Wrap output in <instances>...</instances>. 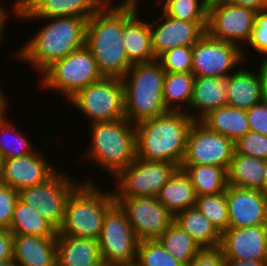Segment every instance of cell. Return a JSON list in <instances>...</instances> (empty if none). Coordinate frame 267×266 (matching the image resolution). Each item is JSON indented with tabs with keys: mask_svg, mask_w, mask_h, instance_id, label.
Returning <instances> with one entry per match:
<instances>
[{
	"mask_svg": "<svg viewBox=\"0 0 267 266\" xmlns=\"http://www.w3.org/2000/svg\"><path fill=\"white\" fill-rule=\"evenodd\" d=\"M136 10L103 5L87 21L85 45L104 77L122 78L133 65L123 47V25Z\"/></svg>",
	"mask_w": 267,
	"mask_h": 266,
	"instance_id": "6da1fadb",
	"label": "cell"
},
{
	"mask_svg": "<svg viewBox=\"0 0 267 266\" xmlns=\"http://www.w3.org/2000/svg\"><path fill=\"white\" fill-rule=\"evenodd\" d=\"M34 36L17 48L15 58L34 67L41 75L54 62L85 46L87 19L78 17L47 18Z\"/></svg>",
	"mask_w": 267,
	"mask_h": 266,
	"instance_id": "7a4b0ae2",
	"label": "cell"
},
{
	"mask_svg": "<svg viewBox=\"0 0 267 266\" xmlns=\"http://www.w3.org/2000/svg\"><path fill=\"white\" fill-rule=\"evenodd\" d=\"M193 122L186 112L168 111L135 124L137 158L144 161L171 162L180 168Z\"/></svg>",
	"mask_w": 267,
	"mask_h": 266,
	"instance_id": "3957f363",
	"label": "cell"
},
{
	"mask_svg": "<svg viewBox=\"0 0 267 266\" xmlns=\"http://www.w3.org/2000/svg\"><path fill=\"white\" fill-rule=\"evenodd\" d=\"M89 128L91 141L81 160L95 163L114 178L137 158L136 127L126 118L96 122Z\"/></svg>",
	"mask_w": 267,
	"mask_h": 266,
	"instance_id": "277c9868",
	"label": "cell"
},
{
	"mask_svg": "<svg viewBox=\"0 0 267 266\" xmlns=\"http://www.w3.org/2000/svg\"><path fill=\"white\" fill-rule=\"evenodd\" d=\"M94 179L81 182L70 194L64 221L57 234L98 240L108 208L115 202L113 191H101Z\"/></svg>",
	"mask_w": 267,
	"mask_h": 266,
	"instance_id": "5b68a950",
	"label": "cell"
},
{
	"mask_svg": "<svg viewBox=\"0 0 267 266\" xmlns=\"http://www.w3.org/2000/svg\"><path fill=\"white\" fill-rule=\"evenodd\" d=\"M40 77V88L50 92L55 90L66 100L89 84L104 78L86 45L54 62Z\"/></svg>",
	"mask_w": 267,
	"mask_h": 266,
	"instance_id": "8992f818",
	"label": "cell"
},
{
	"mask_svg": "<svg viewBox=\"0 0 267 266\" xmlns=\"http://www.w3.org/2000/svg\"><path fill=\"white\" fill-rule=\"evenodd\" d=\"M68 101L90 124L125 118L122 78L104 77L79 90Z\"/></svg>",
	"mask_w": 267,
	"mask_h": 266,
	"instance_id": "52a82bcc",
	"label": "cell"
},
{
	"mask_svg": "<svg viewBox=\"0 0 267 266\" xmlns=\"http://www.w3.org/2000/svg\"><path fill=\"white\" fill-rule=\"evenodd\" d=\"M177 169L171 162L136 158L113 178L114 198L157 197Z\"/></svg>",
	"mask_w": 267,
	"mask_h": 266,
	"instance_id": "ba28073f",
	"label": "cell"
},
{
	"mask_svg": "<svg viewBox=\"0 0 267 266\" xmlns=\"http://www.w3.org/2000/svg\"><path fill=\"white\" fill-rule=\"evenodd\" d=\"M59 169L46 181L19 191V198L37 210L57 231L64 221L67 199L81 183Z\"/></svg>",
	"mask_w": 267,
	"mask_h": 266,
	"instance_id": "9c48e42d",
	"label": "cell"
},
{
	"mask_svg": "<svg viewBox=\"0 0 267 266\" xmlns=\"http://www.w3.org/2000/svg\"><path fill=\"white\" fill-rule=\"evenodd\" d=\"M98 244L103 261L114 265L136 262L139 239L117 202L107 210Z\"/></svg>",
	"mask_w": 267,
	"mask_h": 266,
	"instance_id": "30bf717a",
	"label": "cell"
},
{
	"mask_svg": "<svg viewBox=\"0 0 267 266\" xmlns=\"http://www.w3.org/2000/svg\"><path fill=\"white\" fill-rule=\"evenodd\" d=\"M247 57L249 59L245 49L205 33L192 46L191 72L195 77H227L242 63L245 64Z\"/></svg>",
	"mask_w": 267,
	"mask_h": 266,
	"instance_id": "8fae6325",
	"label": "cell"
},
{
	"mask_svg": "<svg viewBox=\"0 0 267 266\" xmlns=\"http://www.w3.org/2000/svg\"><path fill=\"white\" fill-rule=\"evenodd\" d=\"M256 11L227 0L208 4L206 33L217 40L238 45L249 42L255 25Z\"/></svg>",
	"mask_w": 267,
	"mask_h": 266,
	"instance_id": "7c38bea8",
	"label": "cell"
},
{
	"mask_svg": "<svg viewBox=\"0 0 267 266\" xmlns=\"http://www.w3.org/2000/svg\"><path fill=\"white\" fill-rule=\"evenodd\" d=\"M235 152V142L207 129L199 121L191 125L184 160L181 165H212L228 170Z\"/></svg>",
	"mask_w": 267,
	"mask_h": 266,
	"instance_id": "4fadbf2b",
	"label": "cell"
},
{
	"mask_svg": "<svg viewBox=\"0 0 267 266\" xmlns=\"http://www.w3.org/2000/svg\"><path fill=\"white\" fill-rule=\"evenodd\" d=\"M125 211L134 234L139 239H158L174 222V215L156 197L115 198Z\"/></svg>",
	"mask_w": 267,
	"mask_h": 266,
	"instance_id": "5bb4252c",
	"label": "cell"
},
{
	"mask_svg": "<svg viewBox=\"0 0 267 266\" xmlns=\"http://www.w3.org/2000/svg\"><path fill=\"white\" fill-rule=\"evenodd\" d=\"M42 150H35L28 155L1 159L0 182L20 191L46 181L57 169L50 165Z\"/></svg>",
	"mask_w": 267,
	"mask_h": 266,
	"instance_id": "9a60e30c",
	"label": "cell"
},
{
	"mask_svg": "<svg viewBox=\"0 0 267 266\" xmlns=\"http://www.w3.org/2000/svg\"><path fill=\"white\" fill-rule=\"evenodd\" d=\"M161 14L156 21L151 23L149 21L156 59L173 48L193 46L206 33L207 22L182 21L162 11Z\"/></svg>",
	"mask_w": 267,
	"mask_h": 266,
	"instance_id": "2e32d148",
	"label": "cell"
},
{
	"mask_svg": "<svg viewBox=\"0 0 267 266\" xmlns=\"http://www.w3.org/2000/svg\"><path fill=\"white\" fill-rule=\"evenodd\" d=\"M223 256L233 260H258L267 265V225L228 227L221 234Z\"/></svg>",
	"mask_w": 267,
	"mask_h": 266,
	"instance_id": "e0dca14e",
	"label": "cell"
},
{
	"mask_svg": "<svg viewBox=\"0 0 267 266\" xmlns=\"http://www.w3.org/2000/svg\"><path fill=\"white\" fill-rule=\"evenodd\" d=\"M228 205V227L267 225V195L261 190L228 185L225 191Z\"/></svg>",
	"mask_w": 267,
	"mask_h": 266,
	"instance_id": "ac0fdd59",
	"label": "cell"
},
{
	"mask_svg": "<svg viewBox=\"0 0 267 266\" xmlns=\"http://www.w3.org/2000/svg\"><path fill=\"white\" fill-rule=\"evenodd\" d=\"M102 6L100 0H25L18 18L45 21L47 18L78 17L88 20Z\"/></svg>",
	"mask_w": 267,
	"mask_h": 266,
	"instance_id": "d6986e66",
	"label": "cell"
},
{
	"mask_svg": "<svg viewBox=\"0 0 267 266\" xmlns=\"http://www.w3.org/2000/svg\"><path fill=\"white\" fill-rule=\"evenodd\" d=\"M244 66V67H242ZM247 68V69H246ZM241 65L226 77L227 105L248 110L263 101L262 84L258 69Z\"/></svg>",
	"mask_w": 267,
	"mask_h": 266,
	"instance_id": "ffe728a7",
	"label": "cell"
},
{
	"mask_svg": "<svg viewBox=\"0 0 267 266\" xmlns=\"http://www.w3.org/2000/svg\"><path fill=\"white\" fill-rule=\"evenodd\" d=\"M226 105V77H195L188 108L191 112H186L194 121H200L209 112Z\"/></svg>",
	"mask_w": 267,
	"mask_h": 266,
	"instance_id": "44dd1931",
	"label": "cell"
},
{
	"mask_svg": "<svg viewBox=\"0 0 267 266\" xmlns=\"http://www.w3.org/2000/svg\"><path fill=\"white\" fill-rule=\"evenodd\" d=\"M56 237L13 235V261L18 266H57Z\"/></svg>",
	"mask_w": 267,
	"mask_h": 266,
	"instance_id": "7402d4cb",
	"label": "cell"
},
{
	"mask_svg": "<svg viewBox=\"0 0 267 266\" xmlns=\"http://www.w3.org/2000/svg\"><path fill=\"white\" fill-rule=\"evenodd\" d=\"M139 13L140 11H136L123 25V47L132 64L157 60L152 48L149 21L139 17Z\"/></svg>",
	"mask_w": 267,
	"mask_h": 266,
	"instance_id": "603a6c76",
	"label": "cell"
},
{
	"mask_svg": "<svg viewBox=\"0 0 267 266\" xmlns=\"http://www.w3.org/2000/svg\"><path fill=\"white\" fill-rule=\"evenodd\" d=\"M57 266H95L102 261L98 240L57 234Z\"/></svg>",
	"mask_w": 267,
	"mask_h": 266,
	"instance_id": "cb8c5ba5",
	"label": "cell"
},
{
	"mask_svg": "<svg viewBox=\"0 0 267 266\" xmlns=\"http://www.w3.org/2000/svg\"><path fill=\"white\" fill-rule=\"evenodd\" d=\"M157 200L174 216L195 207L196 194L189 177L178 168L157 194Z\"/></svg>",
	"mask_w": 267,
	"mask_h": 266,
	"instance_id": "d4e9b609",
	"label": "cell"
},
{
	"mask_svg": "<svg viewBox=\"0 0 267 266\" xmlns=\"http://www.w3.org/2000/svg\"><path fill=\"white\" fill-rule=\"evenodd\" d=\"M207 129L236 142L250 131L246 110L223 106L209 112L200 121Z\"/></svg>",
	"mask_w": 267,
	"mask_h": 266,
	"instance_id": "484cf974",
	"label": "cell"
},
{
	"mask_svg": "<svg viewBox=\"0 0 267 266\" xmlns=\"http://www.w3.org/2000/svg\"><path fill=\"white\" fill-rule=\"evenodd\" d=\"M125 118L133 124L168 112L163 91L124 90Z\"/></svg>",
	"mask_w": 267,
	"mask_h": 266,
	"instance_id": "4316f807",
	"label": "cell"
},
{
	"mask_svg": "<svg viewBox=\"0 0 267 266\" xmlns=\"http://www.w3.org/2000/svg\"><path fill=\"white\" fill-rule=\"evenodd\" d=\"M174 222L188 233L202 249L220 247L221 233L196 207L176 214Z\"/></svg>",
	"mask_w": 267,
	"mask_h": 266,
	"instance_id": "83f0119b",
	"label": "cell"
},
{
	"mask_svg": "<svg viewBox=\"0 0 267 266\" xmlns=\"http://www.w3.org/2000/svg\"><path fill=\"white\" fill-rule=\"evenodd\" d=\"M264 177V160L234 152L227 170L228 185L263 192Z\"/></svg>",
	"mask_w": 267,
	"mask_h": 266,
	"instance_id": "f1b7e54d",
	"label": "cell"
},
{
	"mask_svg": "<svg viewBox=\"0 0 267 266\" xmlns=\"http://www.w3.org/2000/svg\"><path fill=\"white\" fill-rule=\"evenodd\" d=\"M13 235L57 237V230L34 208L18 199L9 226Z\"/></svg>",
	"mask_w": 267,
	"mask_h": 266,
	"instance_id": "f546056e",
	"label": "cell"
},
{
	"mask_svg": "<svg viewBox=\"0 0 267 266\" xmlns=\"http://www.w3.org/2000/svg\"><path fill=\"white\" fill-rule=\"evenodd\" d=\"M180 169L189 177L196 196L219 194L228 186L227 170L212 165H181Z\"/></svg>",
	"mask_w": 267,
	"mask_h": 266,
	"instance_id": "4dcf8cb0",
	"label": "cell"
},
{
	"mask_svg": "<svg viewBox=\"0 0 267 266\" xmlns=\"http://www.w3.org/2000/svg\"><path fill=\"white\" fill-rule=\"evenodd\" d=\"M194 81L192 72L165 74L163 101L168 111H188L186 108L190 106Z\"/></svg>",
	"mask_w": 267,
	"mask_h": 266,
	"instance_id": "1f68e13d",
	"label": "cell"
},
{
	"mask_svg": "<svg viewBox=\"0 0 267 266\" xmlns=\"http://www.w3.org/2000/svg\"><path fill=\"white\" fill-rule=\"evenodd\" d=\"M165 74L157 60L150 63H135L122 77L124 90L163 91Z\"/></svg>",
	"mask_w": 267,
	"mask_h": 266,
	"instance_id": "d6a6232c",
	"label": "cell"
},
{
	"mask_svg": "<svg viewBox=\"0 0 267 266\" xmlns=\"http://www.w3.org/2000/svg\"><path fill=\"white\" fill-rule=\"evenodd\" d=\"M7 111L6 108L0 114V160L25 156L38 149L21 130L12 125L13 121H9Z\"/></svg>",
	"mask_w": 267,
	"mask_h": 266,
	"instance_id": "836d02e7",
	"label": "cell"
},
{
	"mask_svg": "<svg viewBox=\"0 0 267 266\" xmlns=\"http://www.w3.org/2000/svg\"><path fill=\"white\" fill-rule=\"evenodd\" d=\"M158 240L177 261L185 266L202 250L197 242L175 222Z\"/></svg>",
	"mask_w": 267,
	"mask_h": 266,
	"instance_id": "e575fe53",
	"label": "cell"
},
{
	"mask_svg": "<svg viewBox=\"0 0 267 266\" xmlns=\"http://www.w3.org/2000/svg\"><path fill=\"white\" fill-rule=\"evenodd\" d=\"M159 5L164 14L182 21L207 22L208 3L206 0H162Z\"/></svg>",
	"mask_w": 267,
	"mask_h": 266,
	"instance_id": "d590c367",
	"label": "cell"
},
{
	"mask_svg": "<svg viewBox=\"0 0 267 266\" xmlns=\"http://www.w3.org/2000/svg\"><path fill=\"white\" fill-rule=\"evenodd\" d=\"M195 207L221 234L228 228L229 215L225 192L197 196Z\"/></svg>",
	"mask_w": 267,
	"mask_h": 266,
	"instance_id": "8d00e7d4",
	"label": "cell"
},
{
	"mask_svg": "<svg viewBox=\"0 0 267 266\" xmlns=\"http://www.w3.org/2000/svg\"><path fill=\"white\" fill-rule=\"evenodd\" d=\"M136 263L139 266H185L177 261L158 239L139 241Z\"/></svg>",
	"mask_w": 267,
	"mask_h": 266,
	"instance_id": "74e56055",
	"label": "cell"
},
{
	"mask_svg": "<svg viewBox=\"0 0 267 266\" xmlns=\"http://www.w3.org/2000/svg\"><path fill=\"white\" fill-rule=\"evenodd\" d=\"M157 61L166 73L192 71V46H181L163 53Z\"/></svg>",
	"mask_w": 267,
	"mask_h": 266,
	"instance_id": "f35d334b",
	"label": "cell"
},
{
	"mask_svg": "<svg viewBox=\"0 0 267 266\" xmlns=\"http://www.w3.org/2000/svg\"><path fill=\"white\" fill-rule=\"evenodd\" d=\"M235 152L258 159H267V136L249 131L235 142Z\"/></svg>",
	"mask_w": 267,
	"mask_h": 266,
	"instance_id": "ab89813d",
	"label": "cell"
},
{
	"mask_svg": "<svg viewBox=\"0 0 267 266\" xmlns=\"http://www.w3.org/2000/svg\"><path fill=\"white\" fill-rule=\"evenodd\" d=\"M247 45L256 51L254 53L262 55L261 59H267V9L256 13L255 25Z\"/></svg>",
	"mask_w": 267,
	"mask_h": 266,
	"instance_id": "60d3db41",
	"label": "cell"
},
{
	"mask_svg": "<svg viewBox=\"0 0 267 266\" xmlns=\"http://www.w3.org/2000/svg\"><path fill=\"white\" fill-rule=\"evenodd\" d=\"M19 191L0 182V229L9 230Z\"/></svg>",
	"mask_w": 267,
	"mask_h": 266,
	"instance_id": "b9f144b4",
	"label": "cell"
},
{
	"mask_svg": "<svg viewBox=\"0 0 267 266\" xmlns=\"http://www.w3.org/2000/svg\"><path fill=\"white\" fill-rule=\"evenodd\" d=\"M250 131L267 136V102L261 101L246 110Z\"/></svg>",
	"mask_w": 267,
	"mask_h": 266,
	"instance_id": "7bdbcfd3",
	"label": "cell"
},
{
	"mask_svg": "<svg viewBox=\"0 0 267 266\" xmlns=\"http://www.w3.org/2000/svg\"><path fill=\"white\" fill-rule=\"evenodd\" d=\"M186 266H225L220 248L202 249Z\"/></svg>",
	"mask_w": 267,
	"mask_h": 266,
	"instance_id": "ee69618b",
	"label": "cell"
},
{
	"mask_svg": "<svg viewBox=\"0 0 267 266\" xmlns=\"http://www.w3.org/2000/svg\"><path fill=\"white\" fill-rule=\"evenodd\" d=\"M8 260H13V234L0 229V263Z\"/></svg>",
	"mask_w": 267,
	"mask_h": 266,
	"instance_id": "f6af8a7d",
	"label": "cell"
},
{
	"mask_svg": "<svg viewBox=\"0 0 267 266\" xmlns=\"http://www.w3.org/2000/svg\"><path fill=\"white\" fill-rule=\"evenodd\" d=\"M232 4L247 7L258 12L263 9H267V0H227Z\"/></svg>",
	"mask_w": 267,
	"mask_h": 266,
	"instance_id": "bcb514c9",
	"label": "cell"
},
{
	"mask_svg": "<svg viewBox=\"0 0 267 266\" xmlns=\"http://www.w3.org/2000/svg\"><path fill=\"white\" fill-rule=\"evenodd\" d=\"M258 71L261 78L263 101L267 102V59H261Z\"/></svg>",
	"mask_w": 267,
	"mask_h": 266,
	"instance_id": "7dc6e473",
	"label": "cell"
},
{
	"mask_svg": "<svg viewBox=\"0 0 267 266\" xmlns=\"http://www.w3.org/2000/svg\"><path fill=\"white\" fill-rule=\"evenodd\" d=\"M225 266H267L263 261L258 260H233L225 258Z\"/></svg>",
	"mask_w": 267,
	"mask_h": 266,
	"instance_id": "c3c4849f",
	"label": "cell"
},
{
	"mask_svg": "<svg viewBox=\"0 0 267 266\" xmlns=\"http://www.w3.org/2000/svg\"><path fill=\"white\" fill-rule=\"evenodd\" d=\"M157 3L159 2L160 4L162 3V0L158 1L156 0ZM140 1L139 0H122L120 3H117L115 7H119V8H127V9H132V10H136L139 11V6H141V4H139Z\"/></svg>",
	"mask_w": 267,
	"mask_h": 266,
	"instance_id": "681fc988",
	"label": "cell"
},
{
	"mask_svg": "<svg viewBox=\"0 0 267 266\" xmlns=\"http://www.w3.org/2000/svg\"><path fill=\"white\" fill-rule=\"evenodd\" d=\"M8 21H9V15L0 11V44L2 42V37L4 35V30L6 28Z\"/></svg>",
	"mask_w": 267,
	"mask_h": 266,
	"instance_id": "f907efd6",
	"label": "cell"
},
{
	"mask_svg": "<svg viewBox=\"0 0 267 266\" xmlns=\"http://www.w3.org/2000/svg\"><path fill=\"white\" fill-rule=\"evenodd\" d=\"M3 88L0 87V114L6 109L8 108V105L10 107V102L8 99V96L6 95L5 91H3ZM7 96V97H6Z\"/></svg>",
	"mask_w": 267,
	"mask_h": 266,
	"instance_id": "816d5d0a",
	"label": "cell"
},
{
	"mask_svg": "<svg viewBox=\"0 0 267 266\" xmlns=\"http://www.w3.org/2000/svg\"><path fill=\"white\" fill-rule=\"evenodd\" d=\"M25 0H17V1H14L13 3V13L15 14L16 18L18 17V14H19V11L21 9V4L24 2Z\"/></svg>",
	"mask_w": 267,
	"mask_h": 266,
	"instance_id": "f5cc1de1",
	"label": "cell"
},
{
	"mask_svg": "<svg viewBox=\"0 0 267 266\" xmlns=\"http://www.w3.org/2000/svg\"><path fill=\"white\" fill-rule=\"evenodd\" d=\"M265 177L263 183V193L267 195V159L264 160Z\"/></svg>",
	"mask_w": 267,
	"mask_h": 266,
	"instance_id": "db71d44e",
	"label": "cell"
},
{
	"mask_svg": "<svg viewBox=\"0 0 267 266\" xmlns=\"http://www.w3.org/2000/svg\"><path fill=\"white\" fill-rule=\"evenodd\" d=\"M0 266H18L13 260H8L0 263Z\"/></svg>",
	"mask_w": 267,
	"mask_h": 266,
	"instance_id": "11a10c76",
	"label": "cell"
},
{
	"mask_svg": "<svg viewBox=\"0 0 267 266\" xmlns=\"http://www.w3.org/2000/svg\"><path fill=\"white\" fill-rule=\"evenodd\" d=\"M95 266H115L114 264H112V263H108V262H106V261H101V262H99L97 265H95Z\"/></svg>",
	"mask_w": 267,
	"mask_h": 266,
	"instance_id": "9f6ffc18",
	"label": "cell"
},
{
	"mask_svg": "<svg viewBox=\"0 0 267 266\" xmlns=\"http://www.w3.org/2000/svg\"><path fill=\"white\" fill-rule=\"evenodd\" d=\"M6 6V7H5ZM2 5V4H0V11H2V12H4V13H6V14H8V15H10V13H9V9H7V5ZM8 11V12H7Z\"/></svg>",
	"mask_w": 267,
	"mask_h": 266,
	"instance_id": "6f0895ef",
	"label": "cell"
},
{
	"mask_svg": "<svg viewBox=\"0 0 267 266\" xmlns=\"http://www.w3.org/2000/svg\"><path fill=\"white\" fill-rule=\"evenodd\" d=\"M113 0H100L103 5H111Z\"/></svg>",
	"mask_w": 267,
	"mask_h": 266,
	"instance_id": "680465c9",
	"label": "cell"
},
{
	"mask_svg": "<svg viewBox=\"0 0 267 266\" xmlns=\"http://www.w3.org/2000/svg\"><path fill=\"white\" fill-rule=\"evenodd\" d=\"M115 266H139L136 262L130 263V264H121V265H115Z\"/></svg>",
	"mask_w": 267,
	"mask_h": 266,
	"instance_id": "91938a15",
	"label": "cell"
},
{
	"mask_svg": "<svg viewBox=\"0 0 267 266\" xmlns=\"http://www.w3.org/2000/svg\"><path fill=\"white\" fill-rule=\"evenodd\" d=\"M208 4L213 3L215 1H221V0H206Z\"/></svg>",
	"mask_w": 267,
	"mask_h": 266,
	"instance_id": "94428289",
	"label": "cell"
}]
</instances>
